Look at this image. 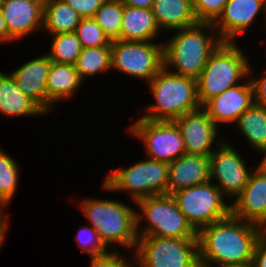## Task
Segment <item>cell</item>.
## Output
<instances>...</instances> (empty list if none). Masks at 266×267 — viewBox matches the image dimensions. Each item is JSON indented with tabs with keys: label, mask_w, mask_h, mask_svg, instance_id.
Returning <instances> with one entry per match:
<instances>
[{
	"label": "cell",
	"mask_w": 266,
	"mask_h": 267,
	"mask_svg": "<svg viewBox=\"0 0 266 267\" xmlns=\"http://www.w3.org/2000/svg\"><path fill=\"white\" fill-rule=\"evenodd\" d=\"M262 226L232 214L197 232L199 264H251Z\"/></svg>",
	"instance_id": "obj_1"
},
{
	"label": "cell",
	"mask_w": 266,
	"mask_h": 267,
	"mask_svg": "<svg viewBox=\"0 0 266 267\" xmlns=\"http://www.w3.org/2000/svg\"><path fill=\"white\" fill-rule=\"evenodd\" d=\"M175 31L168 41L163 42L164 67L173 73L197 80L211 53L222 40L213 23L209 22H197Z\"/></svg>",
	"instance_id": "obj_2"
},
{
	"label": "cell",
	"mask_w": 266,
	"mask_h": 267,
	"mask_svg": "<svg viewBox=\"0 0 266 267\" xmlns=\"http://www.w3.org/2000/svg\"><path fill=\"white\" fill-rule=\"evenodd\" d=\"M79 202L80 211L88 219L89 224L96 229L99 238L109 250L125 247L134 251L138 236L136 233V209L125 201L116 199H89ZM112 244H117L115 247Z\"/></svg>",
	"instance_id": "obj_3"
},
{
	"label": "cell",
	"mask_w": 266,
	"mask_h": 267,
	"mask_svg": "<svg viewBox=\"0 0 266 267\" xmlns=\"http://www.w3.org/2000/svg\"><path fill=\"white\" fill-rule=\"evenodd\" d=\"M154 104L147 105L140 118L152 121H174L201 107L197 98V80L181 76L162 67L148 82Z\"/></svg>",
	"instance_id": "obj_4"
},
{
	"label": "cell",
	"mask_w": 266,
	"mask_h": 267,
	"mask_svg": "<svg viewBox=\"0 0 266 267\" xmlns=\"http://www.w3.org/2000/svg\"><path fill=\"white\" fill-rule=\"evenodd\" d=\"M244 52L238 42L222 41L211 53L197 79V98L201 106L249 76L250 61Z\"/></svg>",
	"instance_id": "obj_5"
},
{
	"label": "cell",
	"mask_w": 266,
	"mask_h": 267,
	"mask_svg": "<svg viewBox=\"0 0 266 267\" xmlns=\"http://www.w3.org/2000/svg\"><path fill=\"white\" fill-rule=\"evenodd\" d=\"M169 163L152 160L139 161L127 168H112L102 182L106 192H128L133 203L155 195L166 194Z\"/></svg>",
	"instance_id": "obj_6"
},
{
	"label": "cell",
	"mask_w": 266,
	"mask_h": 267,
	"mask_svg": "<svg viewBox=\"0 0 266 267\" xmlns=\"http://www.w3.org/2000/svg\"><path fill=\"white\" fill-rule=\"evenodd\" d=\"M135 204L139 210H136L137 236L197 238V232L179 210L172 195L150 196ZM143 220L144 225L141 223Z\"/></svg>",
	"instance_id": "obj_7"
},
{
	"label": "cell",
	"mask_w": 266,
	"mask_h": 267,
	"mask_svg": "<svg viewBox=\"0 0 266 267\" xmlns=\"http://www.w3.org/2000/svg\"><path fill=\"white\" fill-rule=\"evenodd\" d=\"M172 196L196 232L231 214V204L225 200L227 197L212 181L178 190Z\"/></svg>",
	"instance_id": "obj_8"
},
{
	"label": "cell",
	"mask_w": 266,
	"mask_h": 267,
	"mask_svg": "<svg viewBox=\"0 0 266 267\" xmlns=\"http://www.w3.org/2000/svg\"><path fill=\"white\" fill-rule=\"evenodd\" d=\"M139 267H200L197 238L138 236Z\"/></svg>",
	"instance_id": "obj_9"
},
{
	"label": "cell",
	"mask_w": 266,
	"mask_h": 267,
	"mask_svg": "<svg viewBox=\"0 0 266 267\" xmlns=\"http://www.w3.org/2000/svg\"><path fill=\"white\" fill-rule=\"evenodd\" d=\"M164 66L163 43L111 41V69L150 82Z\"/></svg>",
	"instance_id": "obj_10"
},
{
	"label": "cell",
	"mask_w": 266,
	"mask_h": 267,
	"mask_svg": "<svg viewBox=\"0 0 266 267\" xmlns=\"http://www.w3.org/2000/svg\"><path fill=\"white\" fill-rule=\"evenodd\" d=\"M127 132L142 141L145 156L171 163L186 153L181 131L174 121H152L138 118Z\"/></svg>",
	"instance_id": "obj_11"
},
{
	"label": "cell",
	"mask_w": 266,
	"mask_h": 267,
	"mask_svg": "<svg viewBox=\"0 0 266 267\" xmlns=\"http://www.w3.org/2000/svg\"><path fill=\"white\" fill-rule=\"evenodd\" d=\"M227 142L224 140L209 156L210 181L216 180L214 184L232 201L243 191L253 170L248 169L246 159Z\"/></svg>",
	"instance_id": "obj_12"
},
{
	"label": "cell",
	"mask_w": 266,
	"mask_h": 267,
	"mask_svg": "<svg viewBox=\"0 0 266 267\" xmlns=\"http://www.w3.org/2000/svg\"><path fill=\"white\" fill-rule=\"evenodd\" d=\"M174 122L181 131L186 154L210 156L215 151L213 145L217 148L225 140L218 138L219 127L202 107L180 116Z\"/></svg>",
	"instance_id": "obj_13"
},
{
	"label": "cell",
	"mask_w": 266,
	"mask_h": 267,
	"mask_svg": "<svg viewBox=\"0 0 266 267\" xmlns=\"http://www.w3.org/2000/svg\"><path fill=\"white\" fill-rule=\"evenodd\" d=\"M254 104V89L249 76L240 84L223 91L201 107L218 126L235 124L238 118Z\"/></svg>",
	"instance_id": "obj_14"
},
{
	"label": "cell",
	"mask_w": 266,
	"mask_h": 267,
	"mask_svg": "<svg viewBox=\"0 0 266 267\" xmlns=\"http://www.w3.org/2000/svg\"><path fill=\"white\" fill-rule=\"evenodd\" d=\"M45 0H3L1 12L6 22L8 43L43 28Z\"/></svg>",
	"instance_id": "obj_15"
},
{
	"label": "cell",
	"mask_w": 266,
	"mask_h": 267,
	"mask_svg": "<svg viewBox=\"0 0 266 267\" xmlns=\"http://www.w3.org/2000/svg\"><path fill=\"white\" fill-rule=\"evenodd\" d=\"M265 0H228L213 26L222 41L236 42L258 15L264 13Z\"/></svg>",
	"instance_id": "obj_16"
},
{
	"label": "cell",
	"mask_w": 266,
	"mask_h": 267,
	"mask_svg": "<svg viewBox=\"0 0 266 267\" xmlns=\"http://www.w3.org/2000/svg\"><path fill=\"white\" fill-rule=\"evenodd\" d=\"M252 169L243 191L231 202V214L263 227L266 224V173L254 166Z\"/></svg>",
	"instance_id": "obj_17"
},
{
	"label": "cell",
	"mask_w": 266,
	"mask_h": 267,
	"mask_svg": "<svg viewBox=\"0 0 266 267\" xmlns=\"http://www.w3.org/2000/svg\"><path fill=\"white\" fill-rule=\"evenodd\" d=\"M51 66L47 54L28 60L11 75L19 89L47 114L46 80Z\"/></svg>",
	"instance_id": "obj_18"
},
{
	"label": "cell",
	"mask_w": 266,
	"mask_h": 267,
	"mask_svg": "<svg viewBox=\"0 0 266 267\" xmlns=\"http://www.w3.org/2000/svg\"><path fill=\"white\" fill-rule=\"evenodd\" d=\"M210 181L209 156L183 154L169 163L166 194Z\"/></svg>",
	"instance_id": "obj_19"
},
{
	"label": "cell",
	"mask_w": 266,
	"mask_h": 267,
	"mask_svg": "<svg viewBox=\"0 0 266 267\" xmlns=\"http://www.w3.org/2000/svg\"><path fill=\"white\" fill-rule=\"evenodd\" d=\"M83 82L75 65L51 61L46 80L47 114L54 110L57 102L74 97Z\"/></svg>",
	"instance_id": "obj_20"
},
{
	"label": "cell",
	"mask_w": 266,
	"mask_h": 267,
	"mask_svg": "<svg viewBox=\"0 0 266 267\" xmlns=\"http://www.w3.org/2000/svg\"><path fill=\"white\" fill-rule=\"evenodd\" d=\"M0 114L6 117H35L46 113L19 89L10 73L0 71Z\"/></svg>",
	"instance_id": "obj_21"
},
{
	"label": "cell",
	"mask_w": 266,
	"mask_h": 267,
	"mask_svg": "<svg viewBox=\"0 0 266 267\" xmlns=\"http://www.w3.org/2000/svg\"><path fill=\"white\" fill-rule=\"evenodd\" d=\"M161 30L151 9L124 5L120 39L125 41H155Z\"/></svg>",
	"instance_id": "obj_22"
},
{
	"label": "cell",
	"mask_w": 266,
	"mask_h": 267,
	"mask_svg": "<svg viewBox=\"0 0 266 267\" xmlns=\"http://www.w3.org/2000/svg\"><path fill=\"white\" fill-rule=\"evenodd\" d=\"M151 10L161 31L172 32L198 22L192 0H154Z\"/></svg>",
	"instance_id": "obj_23"
},
{
	"label": "cell",
	"mask_w": 266,
	"mask_h": 267,
	"mask_svg": "<svg viewBox=\"0 0 266 267\" xmlns=\"http://www.w3.org/2000/svg\"><path fill=\"white\" fill-rule=\"evenodd\" d=\"M82 19L76 11L62 0H45L43 30L49 35L72 33Z\"/></svg>",
	"instance_id": "obj_24"
},
{
	"label": "cell",
	"mask_w": 266,
	"mask_h": 267,
	"mask_svg": "<svg viewBox=\"0 0 266 267\" xmlns=\"http://www.w3.org/2000/svg\"><path fill=\"white\" fill-rule=\"evenodd\" d=\"M234 125L255 151L266 147V107L254 103Z\"/></svg>",
	"instance_id": "obj_25"
},
{
	"label": "cell",
	"mask_w": 266,
	"mask_h": 267,
	"mask_svg": "<svg viewBox=\"0 0 266 267\" xmlns=\"http://www.w3.org/2000/svg\"><path fill=\"white\" fill-rule=\"evenodd\" d=\"M80 78H87L111 70V46L83 48L75 64Z\"/></svg>",
	"instance_id": "obj_26"
},
{
	"label": "cell",
	"mask_w": 266,
	"mask_h": 267,
	"mask_svg": "<svg viewBox=\"0 0 266 267\" xmlns=\"http://www.w3.org/2000/svg\"><path fill=\"white\" fill-rule=\"evenodd\" d=\"M50 36L52 37L51 48L47 55L51 61L60 64L75 65L83 49L77 34L72 32Z\"/></svg>",
	"instance_id": "obj_27"
},
{
	"label": "cell",
	"mask_w": 266,
	"mask_h": 267,
	"mask_svg": "<svg viewBox=\"0 0 266 267\" xmlns=\"http://www.w3.org/2000/svg\"><path fill=\"white\" fill-rule=\"evenodd\" d=\"M123 10L122 0H106L92 17L111 41L120 39Z\"/></svg>",
	"instance_id": "obj_28"
},
{
	"label": "cell",
	"mask_w": 266,
	"mask_h": 267,
	"mask_svg": "<svg viewBox=\"0 0 266 267\" xmlns=\"http://www.w3.org/2000/svg\"><path fill=\"white\" fill-rule=\"evenodd\" d=\"M19 164L0 148V204L5 208L12 201L19 183Z\"/></svg>",
	"instance_id": "obj_29"
},
{
	"label": "cell",
	"mask_w": 266,
	"mask_h": 267,
	"mask_svg": "<svg viewBox=\"0 0 266 267\" xmlns=\"http://www.w3.org/2000/svg\"><path fill=\"white\" fill-rule=\"evenodd\" d=\"M75 33L83 48L111 46L110 38L92 18H82Z\"/></svg>",
	"instance_id": "obj_30"
},
{
	"label": "cell",
	"mask_w": 266,
	"mask_h": 267,
	"mask_svg": "<svg viewBox=\"0 0 266 267\" xmlns=\"http://www.w3.org/2000/svg\"><path fill=\"white\" fill-rule=\"evenodd\" d=\"M74 239L77 246L81 248V251L87 253L89 257L104 255L109 252L99 238L96 229L91 225L81 227L78 233L74 236Z\"/></svg>",
	"instance_id": "obj_31"
},
{
	"label": "cell",
	"mask_w": 266,
	"mask_h": 267,
	"mask_svg": "<svg viewBox=\"0 0 266 267\" xmlns=\"http://www.w3.org/2000/svg\"><path fill=\"white\" fill-rule=\"evenodd\" d=\"M228 0H192L198 22L214 23L222 14Z\"/></svg>",
	"instance_id": "obj_32"
},
{
	"label": "cell",
	"mask_w": 266,
	"mask_h": 267,
	"mask_svg": "<svg viewBox=\"0 0 266 267\" xmlns=\"http://www.w3.org/2000/svg\"><path fill=\"white\" fill-rule=\"evenodd\" d=\"M70 5L82 18H90L106 0H62Z\"/></svg>",
	"instance_id": "obj_33"
},
{
	"label": "cell",
	"mask_w": 266,
	"mask_h": 267,
	"mask_svg": "<svg viewBox=\"0 0 266 267\" xmlns=\"http://www.w3.org/2000/svg\"><path fill=\"white\" fill-rule=\"evenodd\" d=\"M108 253H106V267H138L139 262L137 256L134 251L128 252L130 256L132 255V260H130L125 256V254L121 255L119 252L120 249L117 251H113L110 249ZM128 259V260H127Z\"/></svg>",
	"instance_id": "obj_34"
},
{
	"label": "cell",
	"mask_w": 266,
	"mask_h": 267,
	"mask_svg": "<svg viewBox=\"0 0 266 267\" xmlns=\"http://www.w3.org/2000/svg\"><path fill=\"white\" fill-rule=\"evenodd\" d=\"M251 66L249 67V78L254 89V103L266 107V73L262 77H253V68Z\"/></svg>",
	"instance_id": "obj_35"
},
{
	"label": "cell",
	"mask_w": 266,
	"mask_h": 267,
	"mask_svg": "<svg viewBox=\"0 0 266 267\" xmlns=\"http://www.w3.org/2000/svg\"><path fill=\"white\" fill-rule=\"evenodd\" d=\"M251 264L252 267H266V235L264 233L256 241Z\"/></svg>",
	"instance_id": "obj_36"
},
{
	"label": "cell",
	"mask_w": 266,
	"mask_h": 267,
	"mask_svg": "<svg viewBox=\"0 0 266 267\" xmlns=\"http://www.w3.org/2000/svg\"><path fill=\"white\" fill-rule=\"evenodd\" d=\"M122 2L131 7L151 9L154 0H122Z\"/></svg>",
	"instance_id": "obj_37"
},
{
	"label": "cell",
	"mask_w": 266,
	"mask_h": 267,
	"mask_svg": "<svg viewBox=\"0 0 266 267\" xmlns=\"http://www.w3.org/2000/svg\"><path fill=\"white\" fill-rule=\"evenodd\" d=\"M9 217L8 214L5 216L4 214L0 217V249L3 246V242L6 238L7 235V230H8V226H9Z\"/></svg>",
	"instance_id": "obj_38"
},
{
	"label": "cell",
	"mask_w": 266,
	"mask_h": 267,
	"mask_svg": "<svg viewBox=\"0 0 266 267\" xmlns=\"http://www.w3.org/2000/svg\"><path fill=\"white\" fill-rule=\"evenodd\" d=\"M1 43H8V31H7L6 22L0 10V44Z\"/></svg>",
	"instance_id": "obj_39"
},
{
	"label": "cell",
	"mask_w": 266,
	"mask_h": 267,
	"mask_svg": "<svg viewBox=\"0 0 266 267\" xmlns=\"http://www.w3.org/2000/svg\"><path fill=\"white\" fill-rule=\"evenodd\" d=\"M89 264V267H106V254L91 256Z\"/></svg>",
	"instance_id": "obj_40"
},
{
	"label": "cell",
	"mask_w": 266,
	"mask_h": 267,
	"mask_svg": "<svg viewBox=\"0 0 266 267\" xmlns=\"http://www.w3.org/2000/svg\"><path fill=\"white\" fill-rule=\"evenodd\" d=\"M200 267H252V264H199Z\"/></svg>",
	"instance_id": "obj_41"
},
{
	"label": "cell",
	"mask_w": 266,
	"mask_h": 267,
	"mask_svg": "<svg viewBox=\"0 0 266 267\" xmlns=\"http://www.w3.org/2000/svg\"><path fill=\"white\" fill-rule=\"evenodd\" d=\"M260 155H262V159L260 163L256 166L260 171L266 173V147L259 151Z\"/></svg>",
	"instance_id": "obj_42"
},
{
	"label": "cell",
	"mask_w": 266,
	"mask_h": 267,
	"mask_svg": "<svg viewBox=\"0 0 266 267\" xmlns=\"http://www.w3.org/2000/svg\"><path fill=\"white\" fill-rule=\"evenodd\" d=\"M263 16H264L265 22H266V0H265V4H264V13H263Z\"/></svg>",
	"instance_id": "obj_43"
},
{
	"label": "cell",
	"mask_w": 266,
	"mask_h": 267,
	"mask_svg": "<svg viewBox=\"0 0 266 267\" xmlns=\"http://www.w3.org/2000/svg\"><path fill=\"white\" fill-rule=\"evenodd\" d=\"M4 211V207L0 204V217L5 213Z\"/></svg>",
	"instance_id": "obj_44"
},
{
	"label": "cell",
	"mask_w": 266,
	"mask_h": 267,
	"mask_svg": "<svg viewBox=\"0 0 266 267\" xmlns=\"http://www.w3.org/2000/svg\"><path fill=\"white\" fill-rule=\"evenodd\" d=\"M263 233L266 235V224L262 227Z\"/></svg>",
	"instance_id": "obj_45"
},
{
	"label": "cell",
	"mask_w": 266,
	"mask_h": 267,
	"mask_svg": "<svg viewBox=\"0 0 266 267\" xmlns=\"http://www.w3.org/2000/svg\"><path fill=\"white\" fill-rule=\"evenodd\" d=\"M3 4V0H0V9H1V5Z\"/></svg>",
	"instance_id": "obj_46"
}]
</instances>
